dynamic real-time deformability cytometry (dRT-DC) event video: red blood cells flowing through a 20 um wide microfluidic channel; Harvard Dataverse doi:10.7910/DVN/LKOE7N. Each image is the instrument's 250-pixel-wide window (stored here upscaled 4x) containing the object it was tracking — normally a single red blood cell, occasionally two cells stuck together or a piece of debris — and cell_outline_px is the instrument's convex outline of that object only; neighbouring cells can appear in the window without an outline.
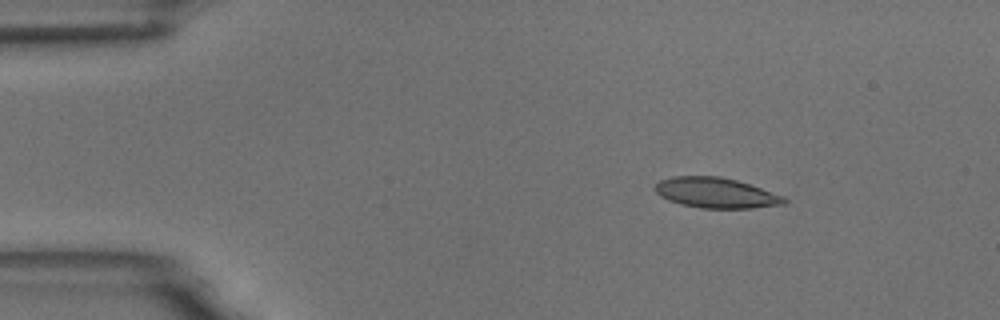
{"species": "common noctule bat (a hibernating species)", "species_latin": "Nyctalus noctula", "temperature_condition": "room temperature", "stored_images_in_passage": 6, "camera_frame_rate_fps": 3000, "um_per_image_px": 0.085, "animal": {"sex": "male", "body_mass_g": 18.8}, "frame": {"image": 1, "passage_image": 3, "time_ms": 2.333, "image_size_px": [1000, 320], "cell_outline_px": [[788, 204], [752, 208], [700, 208], [680, 204], [668, 200], [660, 196], [652, 188], [660, 180], [672, 176], [720, 176], [736, 180], [784, 196], [788, 200]], "centroid_in_image_um": [60.84, 16.4], "position_along_channel_um": 24.2, "area_um2": 22.95}}
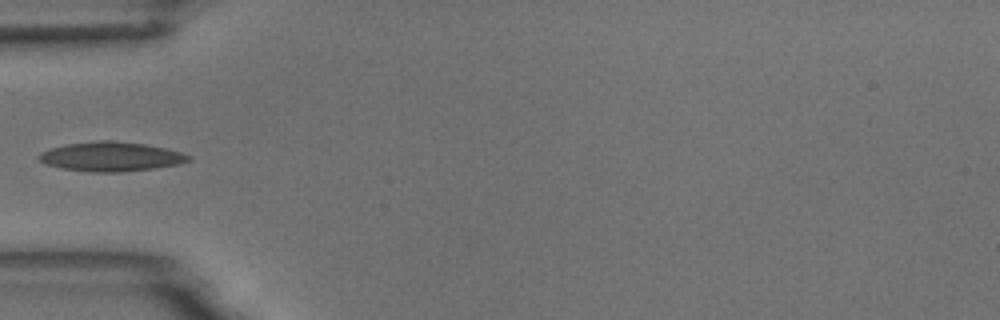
{"frame": {"image": 2, "passage_image": 6, "time_ms": 5.667, "image_size_px": [1000, 320], "cell_outline_px": [[192, 156], [188, 160], [176, 164], [152, 168], [120, 172], [92, 172], [60, 168], [48, 164], [40, 160], [36, 156], [40, 152], [64, 144], [100, 140], [112, 140], [144, 144], [164, 148], [180, 152]], "centroid_in_image_um": [9.38, 13.3], "position_along_channel_um": 75.6, "area_um2": 25.32}}